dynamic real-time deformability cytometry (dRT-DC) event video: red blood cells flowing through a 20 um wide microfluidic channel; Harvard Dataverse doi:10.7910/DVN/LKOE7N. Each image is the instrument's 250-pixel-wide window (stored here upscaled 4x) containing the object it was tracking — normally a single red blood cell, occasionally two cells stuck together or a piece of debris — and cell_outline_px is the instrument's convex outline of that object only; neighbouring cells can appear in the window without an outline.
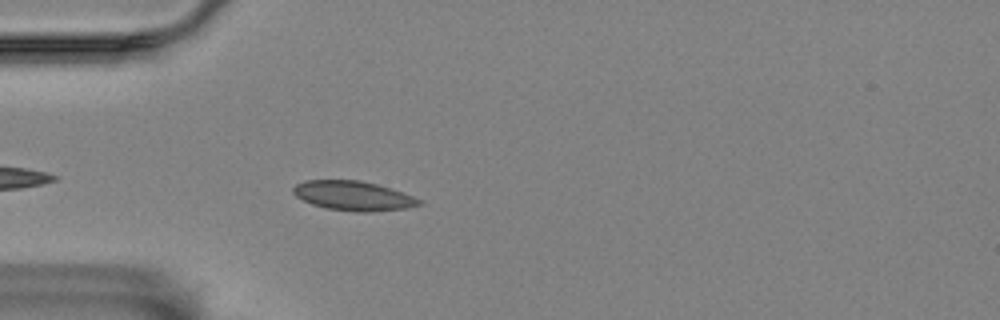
{"species": "Egyptian fruit bat (a non-hibernating species)", "species_latin": "Rousettus aegyptiacus", "temperature_condition": "room temperature", "stored_images_in_passage": 44, "camera_frame_rate_fps": 3000, "um_per_image_px": 0.085, "animal": {"sex": "female"}, "frame": {"image": 1, "passage_image": 4, "time_ms": 1.0, "image_size_px": [1000, 320], "cell_outline_px": [[424, 204], [404, 208], [372, 212], [356, 212], [324, 208], [312, 204], [296, 196], [292, 192], [292, 188], [296, 184], [304, 180], [360, 180], [376, 184], [412, 196], [420, 200]], "centroid_in_image_um": [29.98, 16.64], "position_along_channel_um": 55.0, "area_um2": 21.5}}
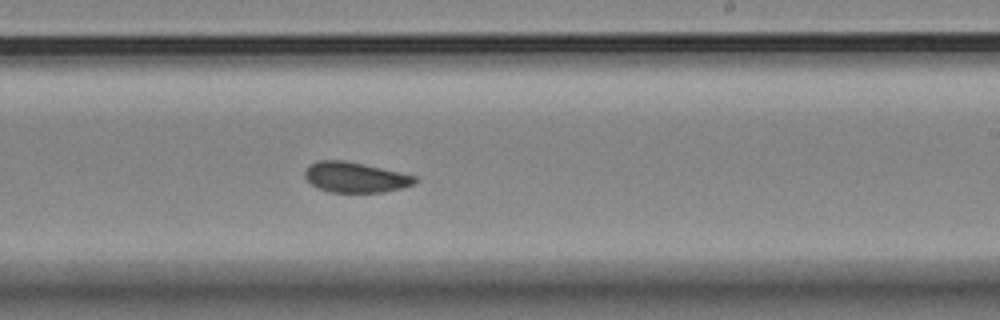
{"frame": {"image": 2, "passage_image": 22, "time_ms": 7.0, "image_size_px": [1000, 320], "cell_outline_px": [[416, 180], [412, 184], [400, 188], [384, 192], [328, 192], [316, 188], [304, 176], [304, 172], [308, 164], [320, 160], [344, 160], [400, 172], [416, 176]], "centroid_in_image_um": [30.14, 15.07], "position_along_channel_um": 258.9, "area_um2": 19.36}}
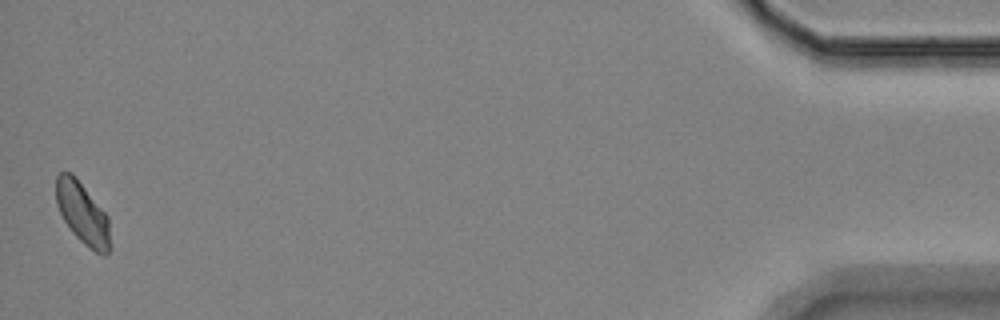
{"frame": {"image": 3, "passage_image": 44, "time_ms": 14.333, "image_size_px": [1000, 320], "cell_outline_px": [[112, 248], [104, 256], [96, 252], [84, 244], [72, 232], [64, 220], [56, 204], [56, 176], [60, 172], [72, 172], [108, 216]], "centroid_in_image_um": [7.04, 18.15], "position_along_channel_um": 428.2, "area_um2": 19.59}}